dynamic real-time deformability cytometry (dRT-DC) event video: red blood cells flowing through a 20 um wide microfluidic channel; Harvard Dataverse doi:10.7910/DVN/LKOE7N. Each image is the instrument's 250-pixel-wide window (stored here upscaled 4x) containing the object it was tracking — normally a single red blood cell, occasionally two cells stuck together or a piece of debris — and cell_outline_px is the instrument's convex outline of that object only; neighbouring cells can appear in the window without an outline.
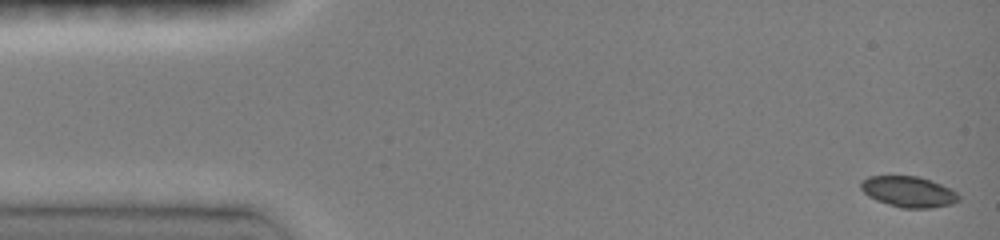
{"species": "common noctule bat (a hibernating species)", "species_latin": "Nyctalus noctula", "temperature_condition": "room temperature", "stored_images_in_passage": 14, "camera_frame_rate_fps": 3000, "um_per_image_px": 0.085, "animal": {"sex": "female", "body_mass_g": 19.0, "forearm_length_mm": 51.5}, "frame": {"image": 1, "passage_image": 1, "time_ms": 0.0, "image_size_px": [1000, 240], "cell_outline_px": [[960, 200], [952, 204], [928, 208], [900, 208], [876, 200], [868, 196], [860, 188], [860, 180], [868, 176], [916, 176], [940, 184], [956, 192], [960, 196]], "centroid_in_image_um": [77.19, 16.3], "position_along_channel_um": 7.8, "area_um2": 17.51}}
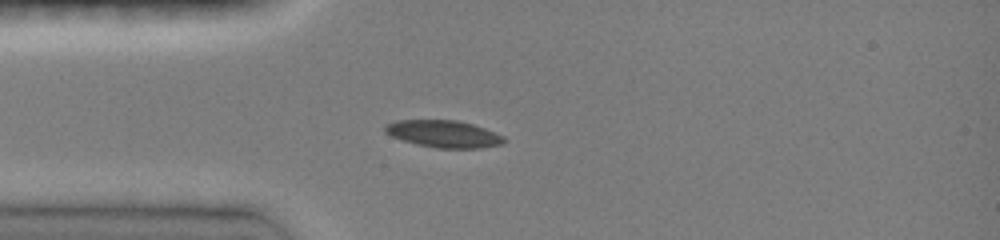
{"frame": {"image": 2, "passage_image": 9, "time_ms": 3.667, "image_size_px": [1000, 240], "cell_outline_px": [[504, 144], [480, 148], [436, 148], [416, 144], [392, 136], [384, 132], [384, 124], [396, 120], [456, 120], [472, 124], [484, 128], [504, 136]], "centroid_in_image_um": [37.69, 11.38], "position_along_channel_um": 47.3, "area_um2": 18.79}}
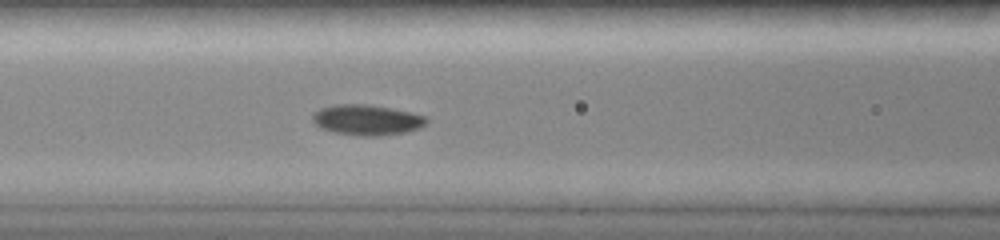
{"frame": {"image": 3, "passage_image": 14, "time_ms": 6.0, "image_size_px": [1000, 240], "cell_outline_px": [[428, 124], [420, 128], [404, 132], [380, 136], [360, 136], [336, 132], [320, 128], [312, 120], [312, 112], [320, 108], [336, 104], [368, 104], [428, 116]], "centroid_in_image_um": [31.19, 10.19], "position_along_channel_um": 135.4, "area_um2": 20.29}}